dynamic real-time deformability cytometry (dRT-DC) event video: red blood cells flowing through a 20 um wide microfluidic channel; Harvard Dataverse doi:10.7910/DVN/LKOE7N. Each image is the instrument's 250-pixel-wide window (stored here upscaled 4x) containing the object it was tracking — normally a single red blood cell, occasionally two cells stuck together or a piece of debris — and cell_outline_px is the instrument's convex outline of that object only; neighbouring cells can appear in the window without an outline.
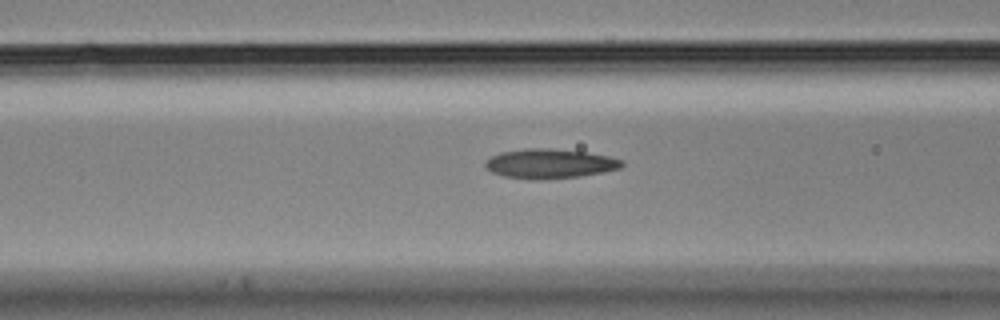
{"species": "Egyptian fruit bat (a non-hibernating species)", "species_latin": "Rousettus aegyptiacus", "temperature_condition": "cold", "stored_images_in_passage": 24, "camera_frame_rate_fps": 3000, "um_per_image_px": 0.085, "animal": {"sex": "male"}, "frame": {"image": 1, "passage_image": 18, "time_ms": 5.667, "image_size_px": [1000, 320], "cell_outline_px": [[624, 164], [620, 168], [604, 172], [580, 176], [544, 180], [528, 180], [504, 176], [492, 172], [484, 168], [484, 164], [492, 156], [500, 152], [524, 148], [548, 148], [584, 152], [608, 156], [624, 160]], "centroid_in_image_um": [46.71, 13.92], "position_along_channel_um": 119.9, "area_um2": 23.7}}
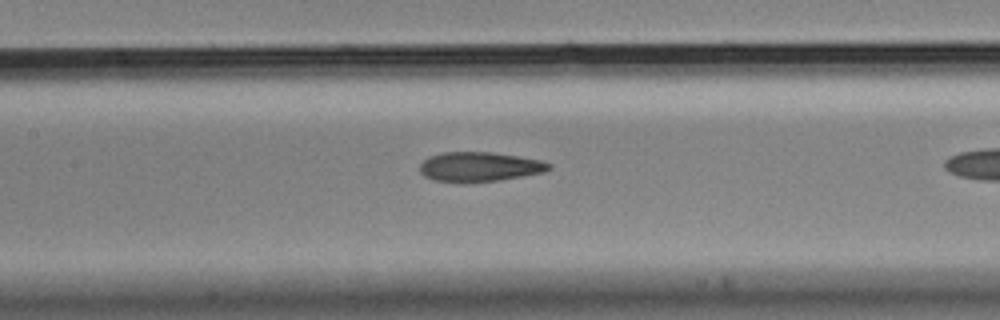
{"frame": {"image": 2, "passage_image": 22, "time_ms": 7.0, "image_size_px": [1000, 320], "cell_outline_px": [[552, 168], [544, 172], [524, 176], [500, 180], [464, 184], [460, 184], [432, 180], [424, 176], [420, 172], [420, 164], [428, 156], [444, 152], [492, 152], [540, 160], [552, 164]], "centroid_in_image_um": [40.72, 14.2], "position_along_channel_um": 166.7, "area_um2": 22.72}}